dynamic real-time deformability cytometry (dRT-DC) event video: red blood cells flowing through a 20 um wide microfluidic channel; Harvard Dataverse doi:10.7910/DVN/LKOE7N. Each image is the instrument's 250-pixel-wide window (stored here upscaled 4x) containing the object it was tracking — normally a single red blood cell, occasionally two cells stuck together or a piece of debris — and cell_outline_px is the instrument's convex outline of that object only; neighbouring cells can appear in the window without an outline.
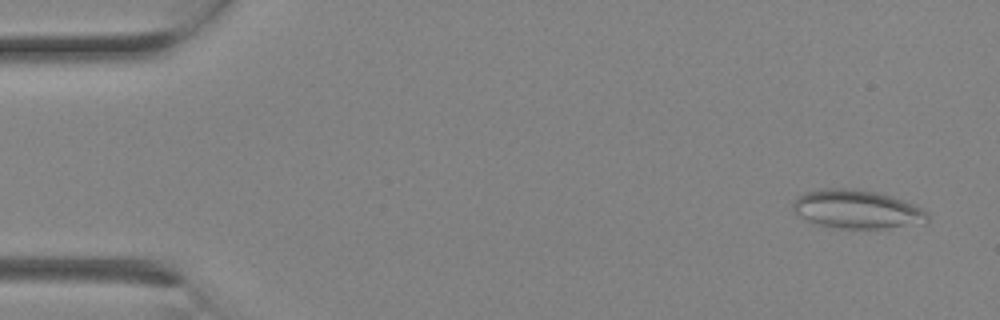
{"species": "Egyptian fruit bat (a non-hibernating species)", "species_latin": "Rousettus aegyptiacus", "temperature_condition": "room temperature", "stored_images_in_passage": 3, "camera_frame_rate_fps": 3000, "um_per_image_px": 0.085, "animal": {"sex": "female"}, "frame": {"image": 1, "passage_image": 1, "time_ms": 0.0, "image_size_px": [1000, 320], "cell_outline_px": [[928, 220], [884, 228], [840, 228], [820, 224], [808, 220], [792, 212], [792, 204], [804, 192], [820, 188], [844, 188], [876, 192], [892, 196], [912, 204], [928, 212]], "centroid_in_image_um": [72.76, 17.76], "position_along_channel_um": 12.2, "area_um2": 29.54}}